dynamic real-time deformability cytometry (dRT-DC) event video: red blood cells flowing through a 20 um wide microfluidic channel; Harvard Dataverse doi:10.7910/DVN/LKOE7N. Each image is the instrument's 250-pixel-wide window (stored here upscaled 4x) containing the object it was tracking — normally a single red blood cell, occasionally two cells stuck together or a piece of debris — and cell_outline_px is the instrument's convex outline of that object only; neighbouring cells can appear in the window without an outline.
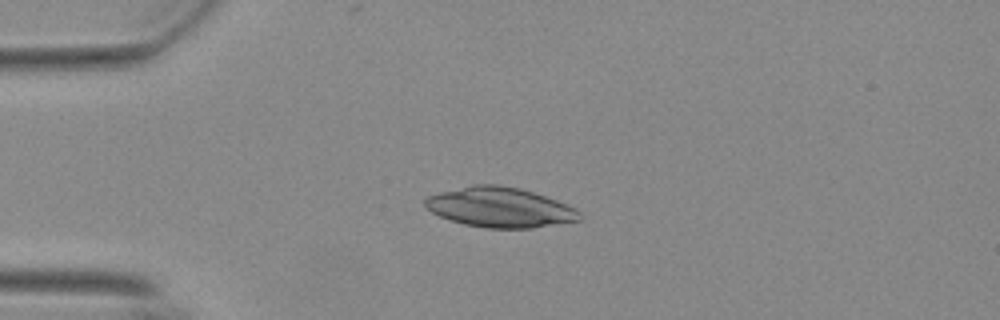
{"species": "Egyptian fruit bat (a non-hibernating species)", "species_latin": "Rousettus aegyptiacus", "temperature_condition": "warm", "stored_images_in_passage": 42, "camera_frame_rate_fps": 3000, "um_per_image_px": 0.085, "animal": {"sex": "female"}, "frame": {"image": 1, "passage_image": 1, "time_ms": 0.0, "image_size_px": [1000, 320], "cell_outline_px": [[580, 220], [532, 228], [488, 228], [464, 224], [440, 216], [432, 212], [424, 204], [424, 200], [428, 196], [440, 192], [476, 184], [496, 184], [520, 188], [556, 200], [576, 208], [580, 212]], "centroid_in_image_um": [42.5, 17.62], "position_along_channel_um": 42.5, "area_um2": 35.6}}
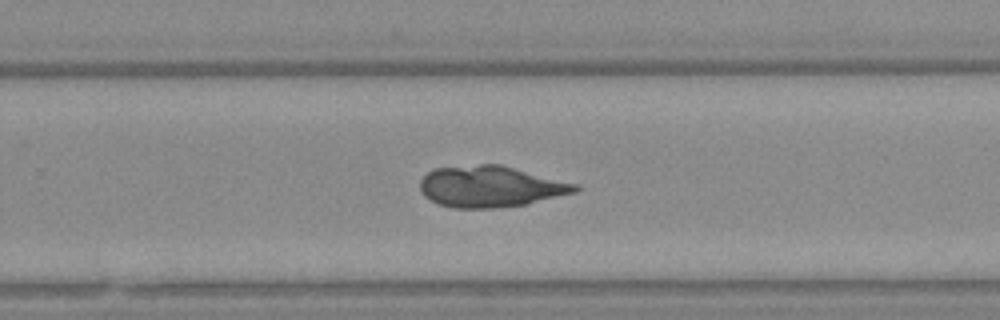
{"frame": {"image": 2, "passage_image": 23, "time_ms": 7.333, "image_size_px": [1000, 320], "cell_outline_px": [[580, 188], [576, 192], [528, 204], [496, 208], [452, 208], [440, 204], [424, 196], [420, 188], [420, 180], [428, 172], [436, 168], [480, 164], [500, 164], [576, 184]], "centroid_in_image_um": [41.68, 15.86], "position_along_channel_um": 288.1, "area_um2": 37.05}}
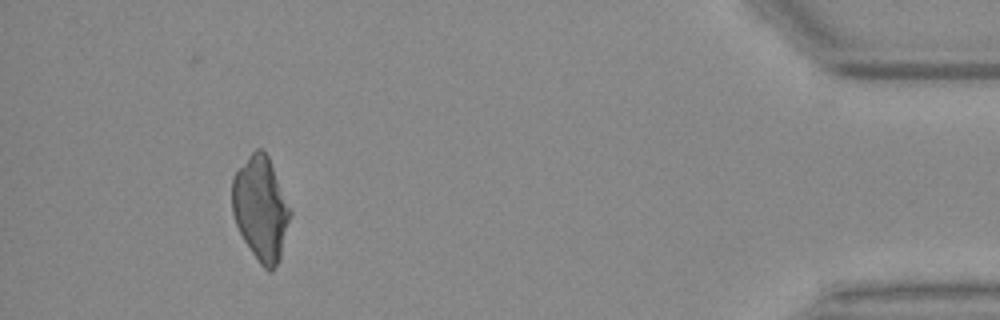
{"frame": {"image": 3, "passage_image": 38, "time_ms": 12.333, "image_size_px": [1000, 320], "cell_outline_px": [[292, 212], [280, 260], [272, 272], [268, 272], [260, 264], [244, 240], [236, 224], [232, 212], [232, 176], [252, 152], [256, 148], [260, 148], [268, 156]], "centroid_in_image_um": [22.17, 17.75], "position_along_channel_um": 413.0, "area_um2": 35.03}}